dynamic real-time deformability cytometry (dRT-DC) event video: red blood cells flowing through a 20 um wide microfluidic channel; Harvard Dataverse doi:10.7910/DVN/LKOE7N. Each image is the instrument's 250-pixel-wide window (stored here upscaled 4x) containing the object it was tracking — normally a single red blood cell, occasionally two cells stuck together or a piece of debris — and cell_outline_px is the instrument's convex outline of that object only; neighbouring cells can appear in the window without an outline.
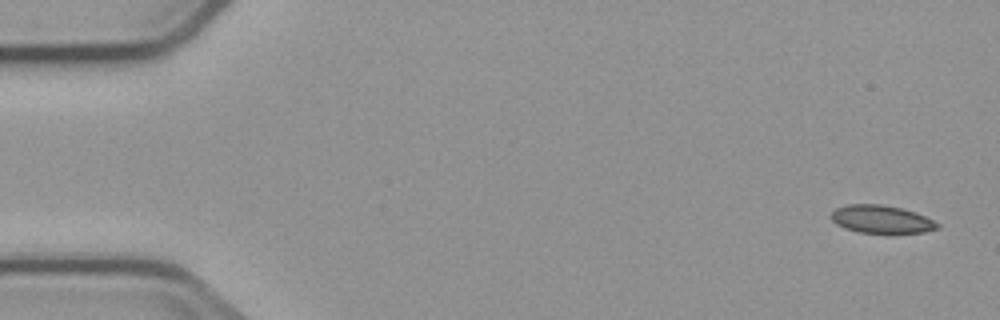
{"species": "common noctule bat (a hibernating species)", "species_latin": "Nyctalus noctula", "temperature_condition": "cold", "stored_images_in_passage": 5, "camera_frame_rate_fps": 3000, "um_per_image_px": 0.085, "animal": {"sex": "male", "body_mass_g": 23.1, "forearm_length_mm": 52.7}, "frame": {"image": 1, "passage_image": 1, "time_ms": 0.0, "image_size_px": [1000, 320], "cell_outline_px": [[940, 228], [924, 232], [860, 232], [844, 228], [836, 224], [832, 220], [832, 212], [836, 208], [848, 204], [880, 204], [900, 208], [916, 212], [940, 224]], "centroid_in_image_um": [74.92, 18.63], "position_along_channel_um": 10.1, "area_um2": 16.99}}